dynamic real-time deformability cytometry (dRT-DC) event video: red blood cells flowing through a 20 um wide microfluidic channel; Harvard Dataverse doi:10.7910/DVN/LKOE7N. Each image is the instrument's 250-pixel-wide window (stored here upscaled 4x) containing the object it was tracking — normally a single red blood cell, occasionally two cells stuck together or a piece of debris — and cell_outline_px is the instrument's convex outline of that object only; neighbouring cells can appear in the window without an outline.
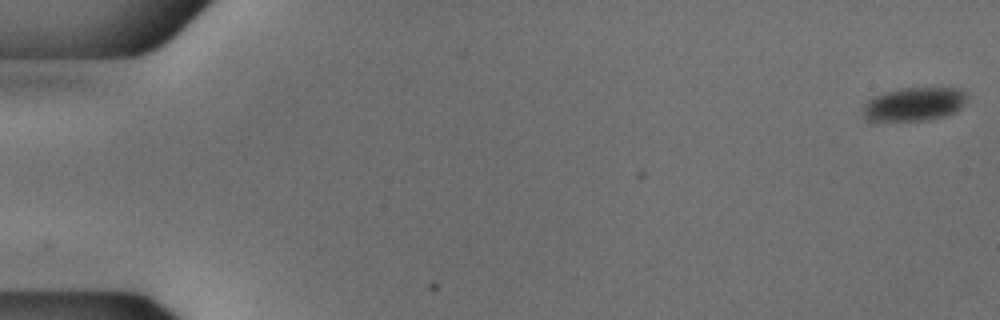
{"species": "common noctule bat (a hibernating species)", "species_latin": "Nyctalus noctula", "temperature_condition": "cold", "stored_images_in_passage": 54, "camera_frame_rate_fps": 3000, "um_per_image_px": 0.085, "animal": {"sex": "male", "body_mass_g": 18.8}, "frame": {"image": 1, "passage_image": 1, "time_ms": 0.0, "image_size_px": [1000, 320], "cell_outline_px": [[968, 96], [964, 104], [956, 112], [944, 116], [928, 120], [868, 120], [864, 116], [864, 104], [868, 100], [884, 92], [900, 88], [956, 88], [968, 92]], "centroid_in_image_um": [77.76, 8.84], "position_along_channel_um": 7.2, "area_um2": 20.23}}
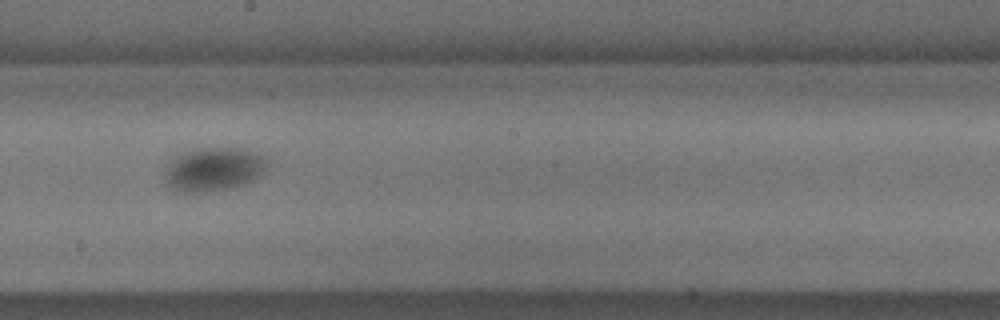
{"frame": {"image": 2, "passage_image": 31, "time_ms": 10.0, "image_size_px": [1000, 320], "cell_outline_px": [[268, 164], [260, 176], [252, 180], [232, 188], [204, 192], [184, 192], [172, 188], [164, 184], [164, 176], [172, 160], [176, 156], [184, 152], [196, 148], [240, 148], [264, 156], [268, 160]], "centroid_in_image_um": [18.16, 14.39], "position_along_channel_um": 230.0, "area_um2": 25.95}}
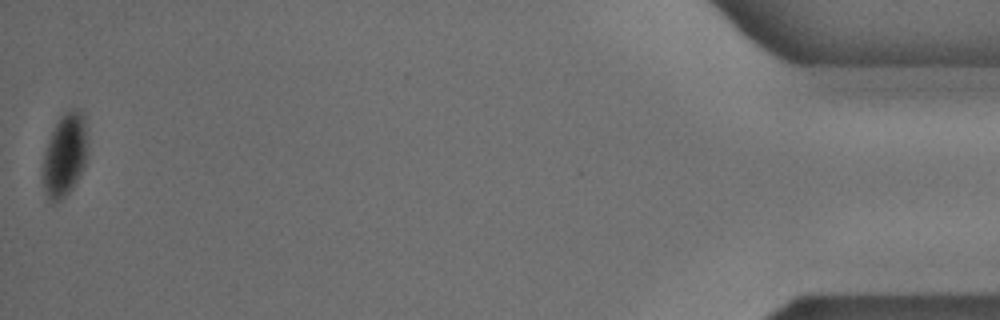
{"frame": {"image": 3, "passage_image": 54, "time_ms": 17.667, "image_size_px": [1000, 320], "cell_outline_px": [[88, 152], [80, 176], [72, 188], [60, 200], [52, 204], [48, 200], [44, 192], [40, 172], [44, 152], [52, 132], [60, 116], [72, 108], [80, 108], [84, 112], [88, 140]], "centroid_in_image_um": [5.5, 13.18], "position_along_channel_um": 429.7, "area_um2": 22.43}, "authors_computed_cell_mechanics": {"area_um2": 23.4668, "velocity_mm_per_s": 3.7598, "shape_relaxation_time_tau1_ms": 3.1695, "shape_relaxation_time_tau2_ms": null, "deformation_change_tau1": 0.0727, "deformation_change_tau2": null}}